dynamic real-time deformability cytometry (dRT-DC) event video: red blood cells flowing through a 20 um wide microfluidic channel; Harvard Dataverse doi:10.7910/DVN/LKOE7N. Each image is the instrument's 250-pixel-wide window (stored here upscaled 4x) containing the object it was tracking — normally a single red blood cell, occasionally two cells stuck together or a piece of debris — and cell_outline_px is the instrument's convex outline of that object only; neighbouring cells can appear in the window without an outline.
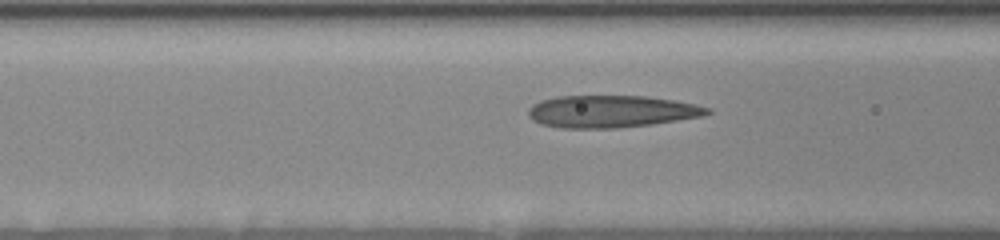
{"species": "human", "species_latin": "Homo sapiens", "temperature_condition": "room temperature", "stored_images_in_passage": 11, "camera_frame_rate_fps": 3000, "um_per_image_px": 0.085, "donor": {"sex": "female"}, "frame": {"image": 1, "passage_image": 8, "time_ms": 4.333, "image_size_px": [1000, 240], "cell_outline_px": [[712, 112], [700, 116], [652, 124], [616, 128], [560, 128], [540, 124], [532, 120], [528, 116], [528, 108], [532, 104], [540, 100], [556, 96], [644, 96], [672, 100], [696, 104], [712, 108]], "centroid_in_image_um": [51.9, 9.47], "position_along_channel_um": 114.7, "area_um2": 33.64}}
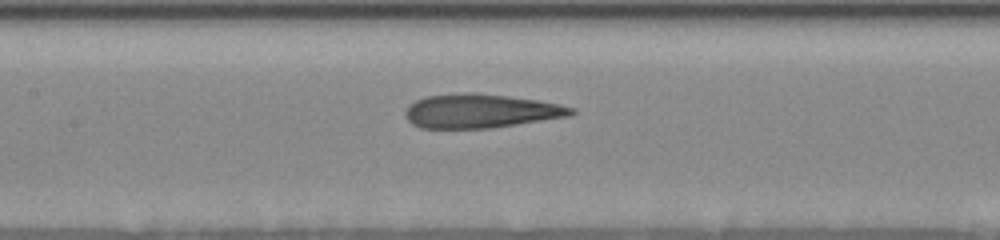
{"frame": {"image": 2, "passage_image": 10, "time_ms": 5.667, "image_size_px": [1000, 240], "cell_outline_px": [[576, 112], [568, 116], [492, 128], [420, 128], [412, 124], [404, 116], [404, 112], [408, 104], [416, 100], [428, 96], [464, 92], [472, 92], [508, 96], [536, 100], [560, 104], [576, 108]], "centroid_in_image_um": [40.82, 9.43], "position_along_channel_um": 166.6, "area_um2": 32.89}}